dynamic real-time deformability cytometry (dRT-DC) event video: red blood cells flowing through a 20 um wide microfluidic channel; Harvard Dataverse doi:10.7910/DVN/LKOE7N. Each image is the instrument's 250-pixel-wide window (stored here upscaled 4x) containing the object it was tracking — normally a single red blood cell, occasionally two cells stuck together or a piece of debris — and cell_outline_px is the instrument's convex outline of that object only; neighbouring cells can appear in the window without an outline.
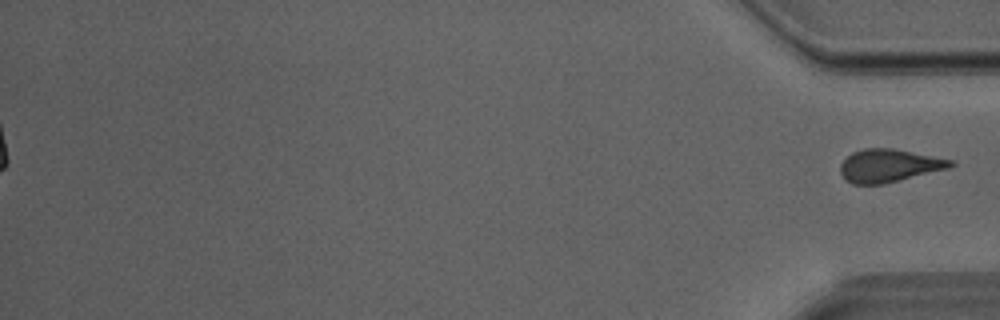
{"species": "Egyptian fruit bat (a non-hibernating species)", "species_latin": "Rousettus aegyptiacus", "temperature_condition": "room temperature", "stored_images_in_passage": 28, "segment_of_instrument_passage": [2, 2], "camera_frame_rate_fps": 3000, "um_per_image_px": 0.085, "animal": {"sex": "male"}, "frame": {"image": 1, "passage_image": 28, "time_ms": 9.0, "image_size_px": [1000, 320], "cell_outline_px": [[956, 164], [952, 168], [884, 184], [852, 184], [844, 180], [840, 172], [840, 164], [852, 152], [864, 148], [892, 148], [952, 160]], "centroid_in_image_um": [75.57, 14.09], "position_along_channel_um": 359.6, "area_um2": 21.33}}